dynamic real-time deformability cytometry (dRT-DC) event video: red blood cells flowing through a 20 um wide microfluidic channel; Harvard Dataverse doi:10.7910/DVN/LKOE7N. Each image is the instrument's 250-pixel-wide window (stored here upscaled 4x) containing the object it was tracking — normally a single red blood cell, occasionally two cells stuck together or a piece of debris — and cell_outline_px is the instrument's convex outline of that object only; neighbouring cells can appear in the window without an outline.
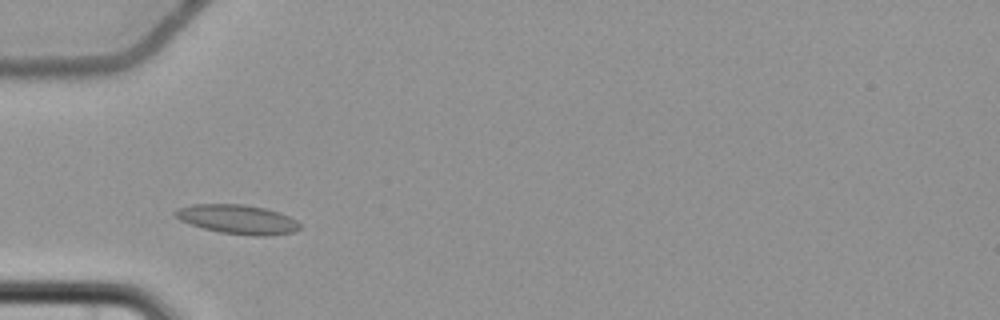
{"species": "common noctule bat (a hibernating species)", "species_latin": "Nyctalus noctula", "temperature_condition": "cold", "stored_images_in_passage": 3, "camera_frame_rate_fps": 3000, "um_per_image_px": 0.085, "animal": {"sex": "female", "body_mass_g": 22.7, "forearm_length_mm": 54.2}, "frame": {"image": 1, "passage_image": 2, "time_ms": 1.0, "image_size_px": [1000, 320], "cell_outline_px": [[300, 228], [292, 232], [268, 236], [252, 236], [220, 232], [204, 228], [180, 220], [172, 212], [180, 208], [192, 204], [244, 204], [264, 208], [280, 212], [296, 220], [300, 224]], "centroid_in_image_um": [20.22, 18.64], "position_along_channel_um": 64.8, "area_um2": 21.1}}
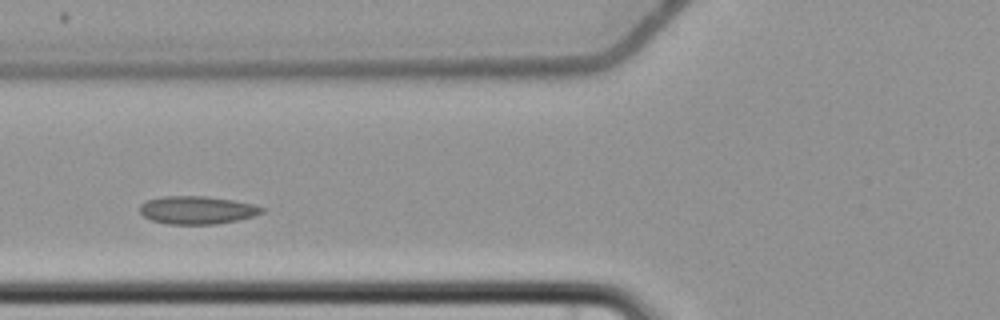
{"frame": {"image": 2, "passage_image": 3, "time_ms": 2.333, "image_size_px": [1000, 320], "cell_outline_px": [[264, 212], [252, 216], [236, 220], [216, 224], [168, 224], [152, 220], [144, 216], [140, 212], [140, 204], [148, 200], [164, 196], [204, 196], [236, 200], [252, 204], [264, 208]], "centroid_in_image_um": [16.75, 17.85], "position_along_channel_um": 109.1, "area_um2": 19.77}}